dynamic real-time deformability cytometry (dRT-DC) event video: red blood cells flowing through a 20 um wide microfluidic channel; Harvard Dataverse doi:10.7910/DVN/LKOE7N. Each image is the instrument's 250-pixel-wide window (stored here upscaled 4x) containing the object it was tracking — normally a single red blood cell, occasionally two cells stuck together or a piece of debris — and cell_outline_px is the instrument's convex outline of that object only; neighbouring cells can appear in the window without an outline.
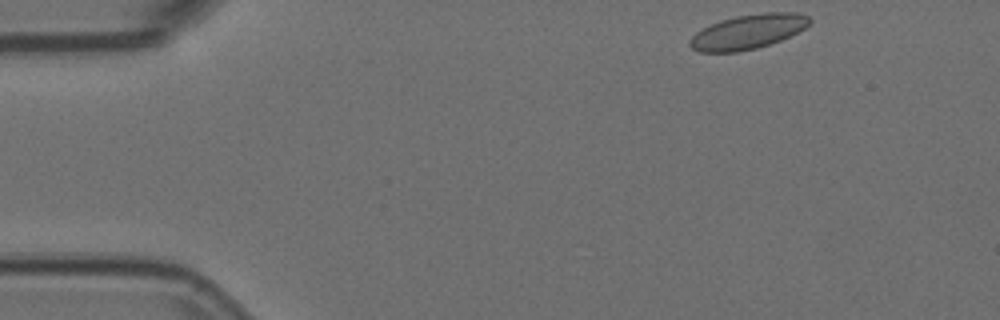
{"species": "Egyptian fruit bat (a non-hibernating species)", "species_latin": "Rousettus aegyptiacus", "temperature_condition": "room temperature", "stored_images_in_passage": 19, "camera_frame_rate_fps": 3000, "um_per_image_px": 0.085, "animal": {"sex": "female"}, "frame": {"image": 1, "passage_image": 1, "time_ms": 0.0, "image_size_px": [1000, 320], "cell_outline_px": [[812, 20], [804, 28], [780, 40], [756, 48], [736, 52], [700, 52], [692, 48], [688, 44], [688, 40], [696, 32], [720, 20], [736, 16], [764, 12], [800, 12], [808, 16]], "centroid_in_image_um": [63.56, 2.69], "position_along_channel_um": 21.4, "area_um2": 23.93}}
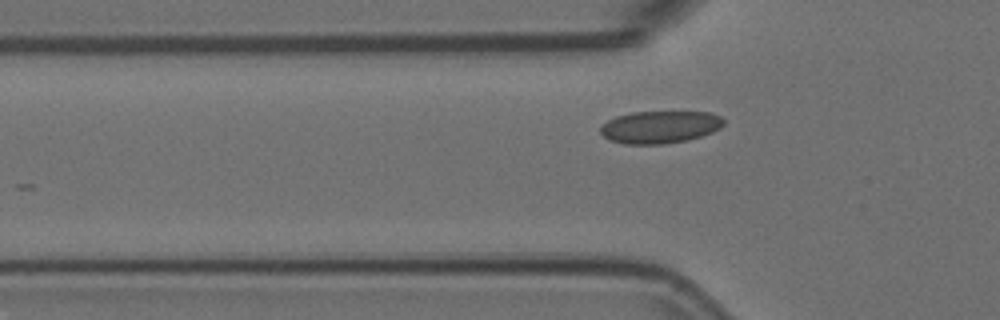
{"frame": {"image": 2, "passage_image": 12, "time_ms": 3.667, "image_size_px": [1000, 320], "cell_outline_px": [[724, 124], [720, 128], [712, 132], [688, 140], [664, 144], [624, 144], [608, 140], [600, 132], [600, 128], [608, 120], [616, 116], [632, 112], [712, 112], [720, 116], [724, 120]], "centroid_in_image_um": [56.1, 10.8], "position_along_channel_um": 69.7, "area_um2": 23.35}}
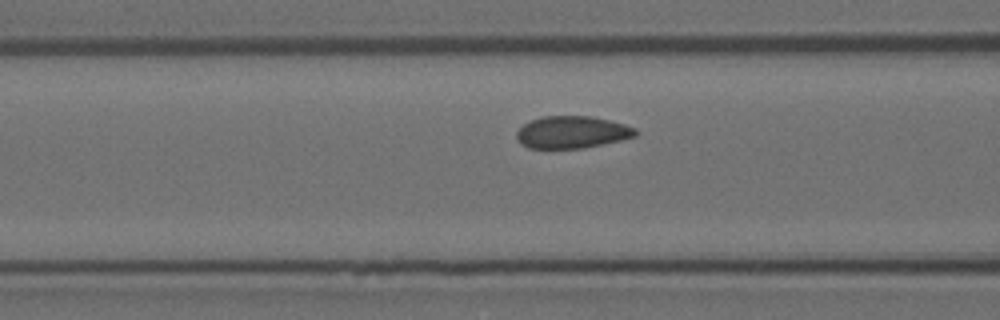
{"frame": {"image": 3, "passage_image": 16, "time_ms": 5.0, "image_size_px": [1000, 320], "cell_outline_px": [[640, 132], [636, 136], [620, 140], [584, 148], [528, 148], [520, 144], [516, 140], [516, 132], [524, 124], [532, 120], [544, 116], [592, 116], [624, 124], [636, 128]], "centroid_in_image_um": [48.62, 11.24], "position_along_channel_um": 118.0, "area_um2": 22.37}}